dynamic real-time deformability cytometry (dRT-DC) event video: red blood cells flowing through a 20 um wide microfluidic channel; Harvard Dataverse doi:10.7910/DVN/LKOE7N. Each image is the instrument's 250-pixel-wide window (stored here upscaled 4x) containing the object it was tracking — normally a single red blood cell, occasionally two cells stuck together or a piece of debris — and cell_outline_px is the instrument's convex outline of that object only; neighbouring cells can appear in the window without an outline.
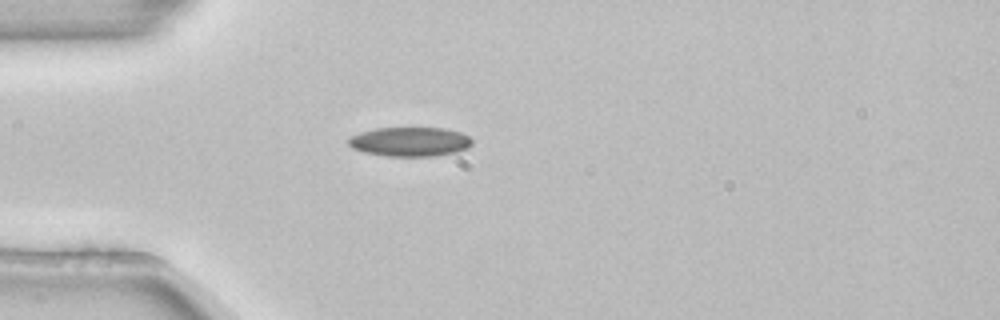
{"species": "common noctule bat (a hibernating species)", "species_latin": "Nyctalus noctula", "temperature_condition": "room temperature", "stored_images_in_passage": 1, "camera_frame_rate_fps": 3000, "um_per_image_px": 0.085, "animal": {"sex": "female", "body_mass_g": 22.7, "forearm_length_mm": 54.2}, "frame": {"image": 1, "passage_image": 1, "time_ms": 0.0, "image_size_px": [1000, 320], "cell_outline_px": [[472, 144], [468, 148], [456, 152], [436, 156], [388, 156], [364, 152], [352, 148], [348, 144], [348, 140], [352, 136], [360, 132], [376, 128], [444, 128], [460, 132], [468, 136], [472, 140]], "centroid_in_image_um": [34.86, 12.05], "position_along_channel_um": 50.1, "area_um2": 21.1}}